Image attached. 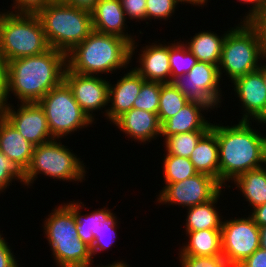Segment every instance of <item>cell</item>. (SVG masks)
<instances>
[{
	"instance_id": "obj_47",
	"label": "cell",
	"mask_w": 266,
	"mask_h": 267,
	"mask_svg": "<svg viewBox=\"0 0 266 267\" xmlns=\"http://www.w3.org/2000/svg\"><path fill=\"white\" fill-rule=\"evenodd\" d=\"M84 267H94V265L92 266V265H89V266H84ZM95 267H130V265L129 264H127L126 262H124V261H120V260H117V262L116 261H114L112 264H108V265H98V266H95Z\"/></svg>"
},
{
	"instance_id": "obj_50",
	"label": "cell",
	"mask_w": 266,
	"mask_h": 267,
	"mask_svg": "<svg viewBox=\"0 0 266 267\" xmlns=\"http://www.w3.org/2000/svg\"><path fill=\"white\" fill-rule=\"evenodd\" d=\"M262 168L265 170L266 172V150H265V154H264V159H263V162H262Z\"/></svg>"
},
{
	"instance_id": "obj_6",
	"label": "cell",
	"mask_w": 266,
	"mask_h": 267,
	"mask_svg": "<svg viewBox=\"0 0 266 267\" xmlns=\"http://www.w3.org/2000/svg\"><path fill=\"white\" fill-rule=\"evenodd\" d=\"M50 49L37 14L3 12L0 15V58L6 63Z\"/></svg>"
},
{
	"instance_id": "obj_42",
	"label": "cell",
	"mask_w": 266,
	"mask_h": 267,
	"mask_svg": "<svg viewBox=\"0 0 266 267\" xmlns=\"http://www.w3.org/2000/svg\"><path fill=\"white\" fill-rule=\"evenodd\" d=\"M240 3L251 4L250 9L247 14L243 18H241L240 22H251L266 6V0H238Z\"/></svg>"
},
{
	"instance_id": "obj_43",
	"label": "cell",
	"mask_w": 266,
	"mask_h": 267,
	"mask_svg": "<svg viewBox=\"0 0 266 267\" xmlns=\"http://www.w3.org/2000/svg\"><path fill=\"white\" fill-rule=\"evenodd\" d=\"M251 23L258 29L263 48L266 54V6L261 12L251 21Z\"/></svg>"
},
{
	"instance_id": "obj_38",
	"label": "cell",
	"mask_w": 266,
	"mask_h": 267,
	"mask_svg": "<svg viewBox=\"0 0 266 267\" xmlns=\"http://www.w3.org/2000/svg\"><path fill=\"white\" fill-rule=\"evenodd\" d=\"M52 1L54 0H13V6H10L13 9L6 12L37 14Z\"/></svg>"
},
{
	"instance_id": "obj_24",
	"label": "cell",
	"mask_w": 266,
	"mask_h": 267,
	"mask_svg": "<svg viewBox=\"0 0 266 267\" xmlns=\"http://www.w3.org/2000/svg\"><path fill=\"white\" fill-rule=\"evenodd\" d=\"M225 31L224 34L218 35L211 30H203L198 33H195L193 38L191 37L190 41L186 40L183 44L187 49L193 54V56L199 62H207L213 65L219 66L222 47L227 33L232 29Z\"/></svg>"
},
{
	"instance_id": "obj_5",
	"label": "cell",
	"mask_w": 266,
	"mask_h": 267,
	"mask_svg": "<svg viewBox=\"0 0 266 267\" xmlns=\"http://www.w3.org/2000/svg\"><path fill=\"white\" fill-rule=\"evenodd\" d=\"M50 48L68 54L93 31L88 10L54 0L37 13Z\"/></svg>"
},
{
	"instance_id": "obj_31",
	"label": "cell",
	"mask_w": 266,
	"mask_h": 267,
	"mask_svg": "<svg viewBox=\"0 0 266 267\" xmlns=\"http://www.w3.org/2000/svg\"><path fill=\"white\" fill-rule=\"evenodd\" d=\"M173 42L170 43L169 55L171 81L176 77L189 73L193 66L198 62L181 40L176 43L175 40Z\"/></svg>"
},
{
	"instance_id": "obj_46",
	"label": "cell",
	"mask_w": 266,
	"mask_h": 267,
	"mask_svg": "<svg viewBox=\"0 0 266 267\" xmlns=\"http://www.w3.org/2000/svg\"><path fill=\"white\" fill-rule=\"evenodd\" d=\"M260 248L266 250V225L259 227Z\"/></svg>"
},
{
	"instance_id": "obj_35",
	"label": "cell",
	"mask_w": 266,
	"mask_h": 267,
	"mask_svg": "<svg viewBox=\"0 0 266 267\" xmlns=\"http://www.w3.org/2000/svg\"><path fill=\"white\" fill-rule=\"evenodd\" d=\"M181 267H231L223 255L189 256L179 255Z\"/></svg>"
},
{
	"instance_id": "obj_18",
	"label": "cell",
	"mask_w": 266,
	"mask_h": 267,
	"mask_svg": "<svg viewBox=\"0 0 266 267\" xmlns=\"http://www.w3.org/2000/svg\"><path fill=\"white\" fill-rule=\"evenodd\" d=\"M116 84L109 82V96L106 119L112 124L123 113L133 108L134 100L138 97L142 83L145 81L133 68L127 69ZM110 106V107H109Z\"/></svg>"
},
{
	"instance_id": "obj_22",
	"label": "cell",
	"mask_w": 266,
	"mask_h": 267,
	"mask_svg": "<svg viewBox=\"0 0 266 267\" xmlns=\"http://www.w3.org/2000/svg\"><path fill=\"white\" fill-rule=\"evenodd\" d=\"M34 145L27 141L4 117L0 116V151L24 173L29 167Z\"/></svg>"
},
{
	"instance_id": "obj_34",
	"label": "cell",
	"mask_w": 266,
	"mask_h": 267,
	"mask_svg": "<svg viewBox=\"0 0 266 267\" xmlns=\"http://www.w3.org/2000/svg\"><path fill=\"white\" fill-rule=\"evenodd\" d=\"M15 180L24 185L23 173L0 151V194Z\"/></svg>"
},
{
	"instance_id": "obj_16",
	"label": "cell",
	"mask_w": 266,
	"mask_h": 267,
	"mask_svg": "<svg viewBox=\"0 0 266 267\" xmlns=\"http://www.w3.org/2000/svg\"><path fill=\"white\" fill-rule=\"evenodd\" d=\"M91 16L93 30L121 37L131 44L132 59L139 45L135 39L137 37H134L131 33L128 34L129 29L126 25L128 22L120 0H99L91 11ZM125 29H127V32Z\"/></svg>"
},
{
	"instance_id": "obj_37",
	"label": "cell",
	"mask_w": 266,
	"mask_h": 267,
	"mask_svg": "<svg viewBox=\"0 0 266 267\" xmlns=\"http://www.w3.org/2000/svg\"><path fill=\"white\" fill-rule=\"evenodd\" d=\"M120 4L128 20L146 21V0H120Z\"/></svg>"
},
{
	"instance_id": "obj_12",
	"label": "cell",
	"mask_w": 266,
	"mask_h": 267,
	"mask_svg": "<svg viewBox=\"0 0 266 267\" xmlns=\"http://www.w3.org/2000/svg\"><path fill=\"white\" fill-rule=\"evenodd\" d=\"M222 189L224 187L216 178L198 173L185 180L165 184L162 190H159V195H156V203L178 205L186 209L211 200Z\"/></svg>"
},
{
	"instance_id": "obj_17",
	"label": "cell",
	"mask_w": 266,
	"mask_h": 267,
	"mask_svg": "<svg viewBox=\"0 0 266 267\" xmlns=\"http://www.w3.org/2000/svg\"><path fill=\"white\" fill-rule=\"evenodd\" d=\"M141 47L138 64L133 69L146 81L171 83L170 43L162 44L155 41Z\"/></svg>"
},
{
	"instance_id": "obj_13",
	"label": "cell",
	"mask_w": 266,
	"mask_h": 267,
	"mask_svg": "<svg viewBox=\"0 0 266 267\" xmlns=\"http://www.w3.org/2000/svg\"><path fill=\"white\" fill-rule=\"evenodd\" d=\"M107 77L103 78L99 75H83L70 71L66 68L64 73V82L69 86L73 93V97L81 107V109L95 121L93 112L104 110L105 117L107 115L109 82ZM94 114V115H93Z\"/></svg>"
},
{
	"instance_id": "obj_27",
	"label": "cell",
	"mask_w": 266,
	"mask_h": 267,
	"mask_svg": "<svg viewBox=\"0 0 266 267\" xmlns=\"http://www.w3.org/2000/svg\"><path fill=\"white\" fill-rule=\"evenodd\" d=\"M233 182L252 207L250 211L266 203V172L262 167L243 173Z\"/></svg>"
},
{
	"instance_id": "obj_30",
	"label": "cell",
	"mask_w": 266,
	"mask_h": 267,
	"mask_svg": "<svg viewBox=\"0 0 266 267\" xmlns=\"http://www.w3.org/2000/svg\"><path fill=\"white\" fill-rule=\"evenodd\" d=\"M206 132L207 131H192L167 137L163 141V145L165 144L164 147L166 148L165 154L190 158L192 151Z\"/></svg>"
},
{
	"instance_id": "obj_36",
	"label": "cell",
	"mask_w": 266,
	"mask_h": 267,
	"mask_svg": "<svg viewBox=\"0 0 266 267\" xmlns=\"http://www.w3.org/2000/svg\"><path fill=\"white\" fill-rule=\"evenodd\" d=\"M117 226L118 224H116L112 229H102L98 234H96L95 241L90 248L92 257L95 256V254H100V252L104 250L106 251L108 248L113 246L117 238Z\"/></svg>"
},
{
	"instance_id": "obj_41",
	"label": "cell",
	"mask_w": 266,
	"mask_h": 267,
	"mask_svg": "<svg viewBox=\"0 0 266 267\" xmlns=\"http://www.w3.org/2000/svg\"><path fill=\"white\" fill-rule=\"evenodd\" d=\"M238 267H266V250L258 248L247 257Z\"/></svg>"
},
{
	"instance_id": "obj_44",
	"label": "cell",
	"mask_w": 266,
	"mask_h": 267,
	"mask_svg": "<svg viewBox=\"0 0 266 267\" xmlns=\"http://www.w3.org/2000/svg\"><path fill=\"white\" fill-rule=\"evenodd\" d=\"M254 222L259 226H265L266 225V203L259 205L252 209V211L249 214Z\"/></svg>"
},
{
	"instance_id": "obj_49",
	"label": "cell",
	"mask_w": 266,
	"mask_h": 267,
	"mask_svg": "<svg viewBox=\"0 0 266 267\" xmlns=\"http://www.w3.org/2000/svg\"><path fill=\"white\" fill-rule=\"evenodd\" d=\"M262 60H265V62H266V54L262 57ZM262 60H261V62H263V63H260L258 70L261 72V75H262L263 81H264V85L266 87V64Z\"/></svg>"
},
{
	"instance_id": "obj_11",
	"label": "cell",
	"mask_w": 266,
	"mask_h": 267,
	"mask_svg": "<svg viewBox=\"0 0 266 267\" xmlns=\"http://www.w3.org/2000/svg\"><path fill=\"white\" fill-rule=\"evenodd\" d=\"M231 218L222 221V255L231 267H238L260 248L259 226L250 215Z\"/></svg>"
},
{
	"instance_id": "obj_19",
	"label": "cell",
	"mask_w": 266,
	"mask_h": 267,
	"mask_svg": "<svg viewBox=\"0 0 266 267\" xmlns=\"http://www.w3.org/2000/svg\"><path fill=\"white\" fill-rule=\"evenodd\" d=\"M128 138L147 144L161 137V124L158 114L132 108L123 113L113 123Z\"/></svg>"
},
{
	"instance_id": "obj_33",
	"label": "cell",
	"mask_w": 266,
	"mask_h": 267,
	"mask_svg": "<svg viewBox=\"0 0 266 267\" xmlns=\"http://www.w3.org/2000/svg\"><path fill=\"white\" fill-rule=\"evenodd\" d=\"M178 4L182 3L179 0H146V20L168 21L176 13Z\"/></svg>"
},
{
	"instance_id": "obj_10",
	"label": "cell",
	"mask_w": 266,
	"mask_h": 267,
	"mask_svg": "<svg viewBox=\"0 0 266 267\" xmlns=\"http://www.w3.org/2000/svg\"><path fill=\"white\" fill-rule=\"evenodd\" d=\"M217 65L207 62H197L189 73L176 77L171 81L181 94L190 101L206 104L210 110L220 108L222 103V88ZM219 105V106H218Z\"/></svg>"
},
{
	"instance_id": "obj_7",
	"label": "cell",
	"mask_w": 266,
	"mask_h": 267,
	"mask_svg": "<svg viewBox=\"0 0 266 267\" xmlns=\"http://www.w3.org/2000/svg\"><path fill=\"white\" fill-rule=\"evenodd\" d=\"M265 55L258 29L251 22H240L227 33L222 47L219 68L231 83L259 68Z\"/></svg>"
},
{
	"instance_id": "obj_21",
	"label": "cell",
	"mask_w": 266,
	"mask_h": 267,
	"mask_svg": "<svg viewBox=\"0 0 266 267\" xmlns=\"http://www.w3.org/2000/svg\"><path fill=\"white\" fill-rule=\"evenodd\" d=\"M206 110L211 111L206 104L198 101H189L178 113L161 125V137L165 140L174 134L208 131L212 123H210V120H206L207 117L205 118L204 116ZM201 112H204V114Z\"/></svg>"
},
{
	"instance_id": "obj_9",
	"label": "cell",
	"mask_w": 266,
	"mask_h": 267,
	"mask_svg": "<svg viewBox=\"0 0 266 267\" xmlns=\"http://www.w3.org/2000/svg\"><path fill=\"white\" fill-rule=\"evenodd\" d=\"M38 103L45 112L51 135L55 139L66 138L95 124L81 109L64 81L52 88Z\"/></svg>"
},
{
	"instance_id": "obj_8",
	"label": "cell",
	"mask_w": 266,
	"mask_h": 267,
	"mask_svg": "<svg viewBox=\"0 0 266 267\" xmlns=\"http://www.w3.org/2000/svg\"><path fill=\"white\" fill-rule=\"evenodd\" d=\"M62 144L61 139H53L34 146L29 167L23 173L24 185L27 188L36 181L38 175L59 181L82 182L86 176V165L78 155ZM41 174V175H40Z\"/></svg>"
},
{
	"instance_id": "obj_45",
	"label": "cell",
	"mask_w": 266,
	"mask_h": 267,
	"mask_svg": "<svg viewBox=\"0 0 266 267\" xmlns=\"http://www.w3.org/2000/svg\"><path fill=\"white\" fill-rule=\"evenodd\" d=\"M59 1L67 5L80 8V9H84V10H88L91 12L95 8L96 3L99 0H59Z\"/></svg>"
},
{
	"instance_id": "obj_3",
	"label": "cell",
	"mask_w": 266,
	"mask_h": 267,
	"mask_svg": "<svg viewBox=\"0 0 266 267\" xmlns=\"http://www.w3.org/2000/svg\"><path fill=\"white\" fill-rule=\"evenodd\" d=\"M132 61L127 40L95 30L67 54V68L83 75L113 74L126 69Z\"/></svg>"
},
{
	"instance_id": "obj_29",
	"label": "cell",
	"mask_w": 266,
	"mask_h": 267,
	"mask_svg": "<svg viewBox=\"0 0 266 267\" xmlns=\"http://www.w3.org/2000/svg\"><path fill=\"white\" fill-rule=\"evenodd\" d=\"M163 155L164 184L179 182L198 174L190 158Z\"/></svg>"
},
{
	"instance_id": "obj_2",
	"label": "cell",
	"mask_w": 266,
	"mask_h": 267,
	"mask_svg": "<svg viewBox=\"0 0 266 267\" xmlns=\"http://www.w3.org/2000/svg\"><path fill=\"white\" fill-rule=\"evenodd\" d=\"M238 121L233 126H221L216 122L219 183L227 189L238 176L262 167L266 150V135L253 129L252 121Z\"/></svg>"
},
{
	"instance_id": "obj_23",
	"label": "cell",
	"mask_w": 266,
	"mask_h": 267,
	"mask_svg": "<svg viewBox=\"0 0 266 267\" xmlns=\"http://www.w3.org/2000/svg\"><path fill=\"white\" fill-rule=\"evenodd\" d=\"M190 161L198 173L208 174L219 181V147L215 123L200 138L191 153Z\"/></svg>"
},
{
	"instance_id": "obj_26",
	"label": "cell",
	"mask_w": 266,
	"mask_h": 267,
	"mask_svg": "<svg viewBox=\"0 0 266 267\" xmlns=\"http://www.w3.org/2000/svg\"><path fill=\"white\" fill-rule=\"evenodd\" d=\"M222 190L211 200L187 208L185 231H199L204 229H221L224 217L221 216L217 203ZM216 204V205H215Z\"/></svg>"
},
{
	"instance_id": "obj_48",
	"label": "cell",
	"mask_w": 266,
	"mask_h": 267,
	"mask_svg": "<svg viewBox=\"0 0 266 267\" xmlns=\"http://www.w3.org/2000/svg\"><path fill=\"white\" fill-rule=\"evenodd\" d=\"M182 4H185V3H189V4H192L193 6H201V7H204L205 5H207L208 3V0H179ZM203 5V6H202Z\"/></svg>"
},
{
	"instance_id": "obj_40",
	"label": "cell",
	"mask_w": 266,
	"mask_h": 267,
	"mask_svg": "<svg viewBox=\"0 0 266 267\" xmlns=\"http://www.w3.org/2000/svg\"><path fill=\"white\" fill-rule=\"evenodd\" d=\"M6 64L0 58V116H3L6 107L8 106L7 100V81H6Z\"/></svg>"
},
{
	"instance_id": "obj_32",
	"label": "cell",
	"mask_w": 266,
	"mask_h": 267,
	"mask_svg": "<svg viewBox=\"0 0 266 267\" xmlns=\"http://www.w3.org/2000/svg\"><path fill=\"white\" fill-rule=\"evenodd\" d=\"M162 84L145 80L142 83L138 97L134 100L133 108L157 114Z\"/></svg>"
},
{
	"instance_id": "obj_15",
	"label": "cell",
	"mask_w": 266,
	"mask_h": 267,
	"mask_svg": "<svg viewBox=\"0 0 266 267\" xmlns=\"http://www.w3.org/2000/svg\"><path fill=\"white\" fill-rule=\"evenodd\" d=\"M233 89L239 103H241L242 118L240 121L257 122V126L266 124V87L261 72H253L237 78L233 82ZM255 120V121H254Z\"/></svg>"
},
{
	"instance_id": "obj_14",
	"label": "cell",
	"mask_w": 266,
	"mask_h": 267,
	"mask_svg": "<svg viewBox=\"0 0 266 267\" xmlns=\"http://www.w3.org/2000/svg\"><path fill=\"white\" fill-rule=\"evenodd\" d=\"M17 103L18 108L9 103L3 116L18 132L34 146L53 140L45 112L39 103Z\"/></svg>"
},
{
	"instance_id": "obj_4",
	"label": "cell",
	"mask_w": 266,
	"mask_h": 267,
	"mask_svg": "<svg viewBox=\"0 0 266 267\" xmlns=\"http://www.w3.org/2000/svg\"><path fill=\"white\" fill-rule=\"evenodd\" d=\"M45 218L44 235L49 243L57 267L93 265L90 247L78 236L76 217L65 204L57 205Z\"/></svg>"
},
{
	"instance_id": "obj_20",
	"label": "cell",
	"mask_w": 266,
	"mask_h": 267,
	"mask_svg": "<svg viewBox=\"0 0 266 267\" xmlns=\"http://www.w3.org/2000/svg\"><path fill=\"white\" fill-rule=\"evenodd\" d=\"M74 213L76 217L75 227L77 229L80 239L92 247L96 234L102 229H112L116 224H119L116 214L112 213L109 207H101L95 210H91L90 213L82 214L83 202L70 201L65 203Z\"/></svg>"
},
{
	"instance_id": "obj_28",
	"label": "cell",
	"mask_w": 266,
	"mask_h": 267,
	"mask_svg": "<svg viewBox=\"0 0 266 267\" xmlns=\"http://www.w3.org/2000/svg\"><path fill=\"white\" fill-rule=\"evenodd\" d=\"M189 101L173 84H162L157 112L160 124L173 117Z\"/></svg>"
},
{
	"instance_id": "obj_1",
	"label": "cell",
	"mask_w": 266,
	"mask_h": 267,
	"mask_svg": "<svg viewBox=\"0 0 266 267\" xmlns=\"http://www.w3.org/2000/svg\"><path fill=\"white\" fill-rule=\"evenodd\" d=\"M5 64L7 100L13 94L20 103L38 102L64 81L67 54L50 48L42 54L14 59Z\"/></svg>"
},
{
	"instance_id": "obj_39",
	"label": "cell",
	"mask_w": 266,
	"mask_h": 267,
	"mask_svg": "<svg viewBox=\"0 0 266 267\" xmlns=\"http://www.w3.org/2000/svg\"><path fill=\"white\" fill-rule=\"evenodd\" d=\"M2 235L3 234L0 233V267H21V265L17 263L18 260L13 254L14 252L11 250L12 247L8 245L6 238Z\"/></svg>"
},
{
	"instance_id": "obj_25",
	"label": "cell",
	"mask_w": 266,
	"mask_h": 267,
	"mask_svg": "<svg viewBox=\"0 0 266 267\" xmlns=\"http://www.w3.org/2000/svg\"><path fill=\"white\" fill-rule=\"evenodd\" d=\"M188 240L183 243L178 255H222L221 229H204L185 232Z\"/></svg>"
}]
</instances>
